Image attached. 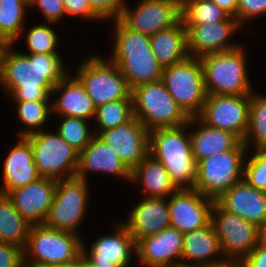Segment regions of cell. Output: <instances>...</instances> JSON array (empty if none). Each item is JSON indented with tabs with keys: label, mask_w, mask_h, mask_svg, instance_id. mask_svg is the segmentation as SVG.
I'll return each mask as SVG.
<instances>
[{
	"label": "cell",
	"mask_w": 266,
	"mask_h": 267,
	"mask_svg": "<svg viewBox=\"0 0 266 267\" xmlns=\"http://www.w3.org/2000/svg\"><path fill=\"white\" fill-rule=\"evenodd\" d=\"M28 7L29 0H0V38L15 44L25 30L23 25Z\"/></svg>",
	"instance_id": "31"
},
{
	"label": "cell",
	"mask_w": 266,
	"mask_h": 267,
	"mask_svg": "<svg viewBox=\"0 0 266 267\" xmlns=\"http://www.w3.org/2000/svg\"><path fill=\"white\" fill-rule=\"evenodd\" d=\"M247 151L241 141L233 150L200 160L193 189L216 201L232 185L243 179Z\"/></svg>",
	"instance_id": "7"
},
{
	"label": "cell",
	"mask_w": 266,
	"mask_h": 267,
	"mask_svg": "<svg viewBox=\"0 0 266 267\" xmlns=\"http://www.w3.org/2000/svg\"><path fill=\"white\" fill-rule=\"evenodd\" d=\"M162 81L167 91L189 117L201 113L207 92L200 58L189 56L180 63L164 68Z\"/></svg>",
	"instance_id": "10"
},
{
	"label": "cell",
	"mask_w": 266,
	"mask_h": 267,
	"mask_svg": "<svg viewBox=\"0 0 266 267\" xmlns=\"http://www.w3.org/2000/svg\"><path fill=\"white\" fill-rule=\"evenodd\" d=\"M165 267H198V266H195V265H192V264H188V263H185V262H178V263H173V264H170V265H167Z\"/></svg>",
	"instance_id": "49"
},
{
	"label": "cell",
	"mask_w": 266,
	"mask_h": 267,
	"mask_svg": "<svg viewBox=\"0 0 266 267\" xmlns=\"http://www.w3.org/2000/svg\"><path fill=\"white\" fill-rule=\"evenodd\" d=\"M243 143L247 150L251 144L255 150L266 149V95L255 91L251 94L248 129Z\"/></svg>",
	"instance_id": "32"
},
{
	"label": "cell",
	"mask_w": 266,
	"mask_h": 267,
	"mask_svg": "<svg viewBox=\"0 0 266 267\" xmlns=\"http://www.w3.org/2000/svg\"><path fill=\"white\" fill-rule=\"evenodd\" d=\"M184 233L167 227L161 232L146 236L136 243V257L146 267H165L181 262Z\"/></svg>",
	"instance_id": "20"
},
{
	"label": "cell",
	"mask_w": 266,
	"mask_h": 267,
	"mask_svg": "<svg viewBox=\"0 0 266 267\" xmlns=\"http://www.w3.org/2000/svg\"><path fill=\"white\" fill-rule=\"evenodd\" d=\"M150 131L134 116L116 128L101 131L97 136L109 144L132 172L149 154Z\"/></svg>",
	"instance_id": "16"
},
{
	"label": "cell",
	"mask_w": 266,
	"mask_h": 267,
	"mask_svg": "<svg viewBox=\"0 0 266 267\" xmlns=\"http://www.w3.org/2000/svg\"><path fill=\"white\" fill-rule=\"evenodd\" d=\"M185 25H206L225 21L227 15L213 0H187L181 5Z\"/></svg>",
	"instance_id": "33"
},
{
	"label": "cell",
	"mask_w": 266,
	"mask_h": 267,
	"mask_svg": "<svg viewBox=\"0 0 266 267\" xmlns=\"http://www.w3.org/2000/svg\"><path fill=\"white\" fill-rule=\"evenodd\" d=\"M85 267H98L92 264L86 257H85Z\"/></svg>",
	"instance_id": "51"
},
{
	"label": "cell",
	"mask_w": 266,
	"mask_h": 267,
	"mask_svg": "<svg viewBox=\"0 0 266 267\" xmlns=\"http://www.w3.org/2000/svg\"><path fill=\"white\" fill-rule=\"evenodd\" d=\"M17 106V117L27 128L19 136H27L41 131L52 112L49 101H13ZM49 102V103H48ZM37 129V130H36Z\"/></svg>",
	"instance_id": "35"
},
{
	"label": "cell",
	"mask_w": 266,
	"mask_h": 267,
	"mask_svg": "<svg viewBox=\"0 0 266 267\" xmlns=\"http://www.w3.org/2000/svg\"><path fill=\"white\" fill-rule=\"evenodd\" d=\"M31 144L34 162L41 177L62 180L75 177L79 151L55 133L38 131L26 136Z\"/></svg>",
	"instance_id": "9"
},
{
	"label": "cell",
	"mask_w": 266,
	"mask_h": 267,
	"mask_svg": "<svg viewBox=\"0 0 266 267\" xmlns=\"http://www.w3.org/2000/svg\"><path fill=\"white\" fill-rule=\"evenodd\" d=\"M168 199L170 227L186 233L210 224L214 199L193 188H179Z\"/></svg>",
	"instance_id": "15"
},
{
	"label": "cell",
	"mask_w": 266,
	"mask_h": 267,
	"mask_svg": "<svg viewBox=\"0 0 266 267\" xmlns=\"http://www.w3.org/2000/svg\"><path fill=\"white\" fill-rule=\"evenodd\" d=\"M114 234L98 237L87 250L82 243V254L98 267H129L136 254V242L122 222L115 225ZM89 251V252H88Z\"/></svg>",
	"instance_id": "17"
},
{
	"label": "cell",
	"mask_w": 266,
	"mask_h": 267,
	"mask_svg": "<svg viewBox=\"0 0 266 267\" xmlns=\"http://www.w3.org/2000/svg\"><path fill=\"white\" fill-rule=\"evenodd\" d=\"M11 46L12 44L7 39L0 38V76L3 71L5 54Z\"/></svg>",
	"instance_id": "47"
},
{
	"label": "cell",
	"mask_w": 266,
	"mask_h": 267,
	"mask_svg": "<svg viewBox=\"0 0 266 267\" xmlns=\"http://www.w3.org/2000/svg\"><path fill=\"white\" fill-rule=\"evenodd\" d=\"M225 259L242 261L260 242V228L227 211L217 201L211 221Z\"/></svg>",
	"instance_id": "11"
},
{
	"label": "cell",
	"mask_w": 266,
	"mask_h": 267,
	"mask_svg": "<svg viewBox=\"0 0 266 267\" xmlns=\"http://www.w3.org/2000/svg\"><path fill=\"white\" fill-rule=\"evenodd\" d=\"M134 117L132 95L126 99L108 102L96 107L95 122L98 129H94L97 135L101 131L116 128L118 125L130 121Z\"/></svg>",
	"instance_id": "34"
},
{
	"label": "cell",
	"mask_w": 266,
	"mask_h": 267,
	"mask_svg": "<svg viewBox=\"0 0 266 267\" xmlns=\"http://www.w3.org/2000/svg\"><path fill=\"white\" fill-rule=\"evenodd\" d=\"M132 182L141 184L145 197L168 198L179 189L163 164L150 154L131 172Z\"/></svg>",
	"instance_id": "29"
},
{
	"label": "cell",
	"mask_w": 266,
	"mask_h": 267,
	"mask_svg": "<svg viewBox=\"0 0 266 267\" xmlns=\"http://www.w3.org/2000/svg\"><path fill=\"white\" fill-rule=\"evenodd\" d=\"M134 116L149 130L179 127L190 117L167 91L162 80L132 88Z\"/></svg>",
	"instance_id": "6"
},
{
	"label": "cell",
	"mask_w": 266,
	"mask_h": 267,
	"mask_svg": "<svg viewBox=\"0 0 266 267\" xmlns=\"http://www.w3.org/2000/svg\"><path fill=\"white\" fill-rule=\"evenodd\" d=\"M179 3L182 5L184 2H186L187 0H178Z\"/></svg>",
	"instance_id": "52"
},
{
	"label": "cell",
	"mask_w": 266,
	"mask_h": 267,
	"mask_svg": "<svg viewBox=\"0 0 266 267\" xmlns=\"http://www.w3.org/2000/svg\"><path fill=\"white\" fill-rule=\"evenodd\" d=\"M26 46L28 53L23 54H54L57 52L59 36L47 24L35 25L26 31Z\"/></svg>",
	"instance_id": "37"
},
{
	"label": "cell",
	"mask_w": 266,
	"mask_h": 267,
	"mask_svg": "<svg viewBox=\"0 0 266 267\" xmlns=\"http://www.w3.org/2000/svg\"><path fill=\"white\" fill-rule=\"evenodd\" d=\"M61 122L57 127L59 135L77 151L81 152L95 135L88 122L81 118L60 116Z\"/></svg>",
	"instance_id": "36"
},
{
	"label": "cell",
	"mask_w": 266,
	"mask_h": 267,
	"mask_svg": "<svg viewBox=\"0 0 266 267\" xmlns=\"http://www.w3.org/2000/svg\"><path fill=\"white\" fill-rule=\"evenodd\" d=\"M37 7L44 21L53 25L66 15L63 0H29V8ZM53 23V24H52Z\"/></svg>",
	"instance_id": "39"
},
{
	"label": "cell",
	"mask_w": 266,
	"mask_h": 267,
	"mask_svg": "<svg viewBox=\"0 0 266 267\" xmlns=\"http://www.w3.org/2000/svg\"><path fill=\"white\" fill-rule=\"evenodd\" d=\"M260 242L266 246V225L260 229Z\"/></svg>",
	"instance_id": "50"
},
{
	"label": "cell",
	"mask_w": 266,
	"mask_h": 267,
	"mask_svg": "<svg viewBox=\"0 0 266 267\" xmlns=\"http://www.w3.org/2000/svg\"><path fill=\"white\" fill-rule=\"evenodd\" d=\"M125 3L120 20L131 30L152 36L182 19L178 0H141L131 10Z\"/></svg>",
	"instance_id": "14"
},
{
	"label": "cell",
	"mask_w": 266,
	"mask_h": 267,
	"mask_svg": "<svg viewBox=\"0 0 266 267\" xmlns=\"http://www.w3.org/2000/svg\"><path fill=\"white\" fill-rule=\"evenodd\" d=\"M89 172H98L120 177L131 181V171L120 160L112 147L94 135L84 150L79 152V162L76 176L88 180Z\"/></svg>",
	"instance_id": "25"
},
{
	"label": "cell",
	"mask_w": 266,
	"mask_h": 267,
	"mask_svg": "<svg viewBox=\"0 0 266 267\" xmlns=\"http://www.w3.org/2000/svg\"><path fill=\"white\" fill-rule=\"evenodd\" d=\"M150 45L163 69L186 60L189 57L187 29L182 19L176 25L150 36Z\"/></svg>",
	"instance_id": "28"
},
{
	"label": "cell",
	"mask_w": 266,
	"mask_h": 267,
	"mask_svg": "<svg viewBox=\"0 0 266 267\" xmlns=\"http://www.w3.org/2000/svg\"><path fill=\"white\" fill-rule=\"evenodd\" d=\"M266 14V0H239L237 6V20L241 25L246 21L256 19ZM244 22V23H243Z\"/></svg>",
	"instance_id": "41"
},
{
	"label": "cell",
	"mask_w": 266,
	"mask_h": 267,
	"mask_svg": "<svg viewBox=\"0 0 266 267\" xmlns=\"http://www.w3.org/2000/svg\"><path fill=\"white\" fill-rule=\"evenodd\" d=\"M66 16H79L87 20H102L90 7L89 0H63Z\"/></svg>",
	"instance_id": "43"
},
{
	"label": "cell",
	"mask_w": 266,
	"mask_h": 267,
	"mask_svg": "<svg viewBox=\"0 0 266 267\" xmlns=\"http://www.w3.org/2000/svg\"><path fill=\"white\" fill-rule=\"evenodd\" d=\"M88 181L77 176L57 181L53 203L44 224L47 227L78 234L89 199Z\"/></svg>",
	"instance_id": "12"
},
{
	"label": "cell",
	"mask_w": 266,
	"mask_h": 267,
	"mask_svg": "<svg viewBox=\"0 0 266 267\" xmlns=\"http://www.w3.org/2000/svg\"><path fill=\"white\" fill-rule=\"evenodd\" d=\"M198 125L190 133L192 154L198 163L215 154L233 150L241 140L232 132L205 124L198 116L190 117V125Z\"/></svg>",
	"instance_id": "27"
},
{
	"label": "cell",
	"mask_w": 266,
	"mask_h": 267,
	"mask_svg": "<svg viewBox=\"0 0 266 267\" xmlns=\"http://www.w3.org/2000/svg\"><path fill=\"white\" fill-rule=\"evenodd\" d=\"M68 72L52 89L51 94H59L51 102L52 113L57 116H70L90 121L94 119L96 106L87 95L79 78Z\"/></svg>",
	"instance_id": "23"
},
{
	"label": "cell",
	"mask_w": 266,
	"mask_h": 267,
	"mask_svg": "<svg viewBox=\"0 0 266 267\" xmlns=\"http://www.w3.org/2000/svg\"><path fill=\"white\" fill-rule=\"evenodd\" d=\"M254 152L249 159L245 158L243 178L252 187L266 191V149Z\"/></svg>",
	"instance_id": "38"
},
{
	"label": "cell",
	"mask_w": 266,
	"mask_h": 267,
	"mask_svg": "<svg viewBox=\"0 0 266 267\" xmlns=\"http://www.w3.org/2000/svg\"><path fill=\"white\" fill-rule=\"evenodd\" d=\"M239 0H213L227 15L237 19V6Z\"/></svg>",
	"instance_id": "45"
},
{
	"label": "cell",
	"mask_w": 266,
	"mask_h": 267,
	"mask_svg": "<svg viewBox=\"0 0 266 267\" xmlns=\"http://www.w3.org/2000/svg\"><path fill=\"white\" fill-rule=\"evenodd\" d=\"M143 198L132 208L126 222L122 221L136 243L140 239L157 234L170 226L168 198Z\"/></svg>",
	"instance_id": "22"
},
{
	"label": "cell",
	"mask_w": 266,
	"mask_h": 267,
	"mask_svg": "<svg viewBox=\"0 0 266 267\" xmlns=\"http://www.w3.org/2000/svg\"><path fill=\"white\" fill-rule=\"evenodd\" d=\"M0 267H26L24 249L0 242Z\"/></svg>",
	"instance_id": "42"
},
{
	"label": "cell",
	"mask_w": 266,
	"mask_h": 267,
	"mask_svg": "<svg viewBox=\"0 0 266 267\" xmlns=\"http://www.w3.org/2000/svg\"><path fill=\"white\" fill-rule=\"evenodd\" d=\"M244 46L200 57L207 94H252Z\"/></svg>",
	"instance_id": "4"
},
{
	"label": "cell",
	"mask_w": 266,
	"mask_h": 267,
	"mask_svg": "<svg viewBox=\"0 0 266 267\" xmlns=\"http://www.w3.org/2000/svg\"><path fill=\"white\" fill-rule=\"evenodd\" d=\"M216 201L227 211L260 229L266 225V191L252 187L244 178Z\"/></svg>",
	"instance_id": "21"
},
{
	"label": "cell",
	"mask_w": 266,
	"mask_h": 267,
	"mask_svg": "<svg viewBox=\"0 0 266 267\" xmlns=\"http://www.w3.org/2000/svg\"><path fill=\"white\" fill-rule=\"evenodd\" d=\"M31 225L15 209L8 196L0 194V242L25 249Z\"/></svg>",
	"instance_id": "30"
},
{
	"label": "cell",
	"mask_w": 266,
	"mask_h": 267,
	"mask_svg": "<svg viewBox=\"0 0 266 267\" xmlns=\"http://www.w3.org/2000/svg\"><path fill=\"white\" fill-rule=\"evenodd\" d=\"M74 73L84 85L96 107L131 96L130 88L119 67L99 55L85 57Z\"/></svg>",
	"instance_id": "8"
},
{
	"label": "cell",
	"mask_w": 266,
	"mask_h": 267,
	"mask_svg": "<svg viewBox=\"0 0 266 267\" xmlns=\"http://www.w3.org/2000/svg\"><path fill=\"white\" fill-rule=\"evenodd\" d=\"M113 24L115 37L110 60L119 67L130 88L162 80L163 68L151 49L150 36L131 30L120 19L113 20Z\"/></svg>",
	"instance_id": "2"
},
{
	"label": "cell",
	"mask_w": 266,
	"mask_h": 267,
	"mask_svg": "<svg viewBox=\"0 0 266 267\" xmlns=\"http://www.w3.org/2000/svg\"><path fill=\"white\" fill-rule=\"evenodd\" d=\"M215 256H218L217 259H214ZM225 260L219 239L211 223L200 229L184 233L182 262L202 266L218 264Z\"/></svg>",
	"instance_id": "26"
},
{
	"label": "cell",
	"mask_w": 266,
	"mask_h": 267,
	"mask_svg": "<svg viewBox=\"0 0 266 267\" xmlns=\"http://www.w3.org/2000/svg\"><path fill=\"white\" fill-rule=\"evenodd\" d=\"M91 9L102 19H120L125 5L124 0H89Z\"/></svg>",
	"instance_id": "40"
},
{
	"label": "cell",
	"mask_w": 266,
	"mask_h": 267,
	"mask_svg": "<svg viewBox=\"0 0 266 267\" xmlns=\"http://www.w3.org/2000/svg\"><path fill=\"white\" fill-rule=\"evenodd\" d=\"M57 180L40 177L7 196L15 209L32 225L44 224L53 203Z\"/></svg>",
	"instance_id": "19"
},
{
	"label": "cell",
	"mask_w": 266,
	"mask_h": 267,
	"mask_svg": "<svg viewBox=\"0 0 266 267\" xmlns=\"http://www.w3.org/2000/svg\"><path fill=\"white\" fill-rule=\"evenodd\" d=\"M188 127L190 119L185 125L156 128L149 134V154L163 164L178 188H193L197 178Z\"/></svg>",
	"instance_id": "3"
},
{
	"label": "cell",
	"mask_w": 266,
	"mask_h": 267,
	"mask_svg": "<svg viewBox=\"0 0 266 267\" xmlns=\"http://www.w3.org/2000/svg\"><path fill=\"white\" fill-rule=\"evenodd\" d=\"M251 94H207L198 117L207 125L235 134L244 140L248 129Z\"/></svg>",
	"instance_id": "13"
},
{
	"label": "cell",
	"mask_w": 266,
	"mask_h": 267,
	"mask_svg": "<svg viewBox=\"0 0 266 267\" xmlns=\"http://www.w3.org/2000/svg\"><path fill=\"white\" fill-rule=\"evenodd\" d=\"M81 234L56 230L45 224L31 225L24 249L26 267L71 262L82 254Z\"/></svg>",
	"instance_id": "5"
},
{
	"label": "cell",
	"mask_w": 266,
	"mask_h": 267,
	"mask_svg": "<svg viewBox=\"0 0 266 267\" xmlns=\"http://www.w3.org/2000/svg\"><path fill=\"white\" fill-rule=\"evenodd\" d=\"M13 46L4 57L0 86L11 101H50L52 89L69 72L59 53L23 54Z\"/></svg>",
	"instance_id": "1"
},
{
	"label": "cell",
	"mask_w": 266,
	"mask_h": 267,
	"mask_svg": "<svg viewBox=\"0 0 266 267\" xmlns=\"http://www.w3.org/2000/svg\"><path fill=\"white\" fill-rule=\"evenodd\" d=\"M242 267H266V246L261 242L242 261Z\"/></svg>",
	"instance_id": "44"
},
{
	"label": "cell",
	"mask_w": 266,
	"mask_h": 267,
	"mask_svg": "<svg viewBox=\"0 0 266 267\" xmlns=\"http://www.w3.org/2000/svg\"><path fill=\"white\" fill-rule=\"evenodd\" d=\"M198 267H242V265L240 261L226 259L225 261L220 262L218 264L202 265Z\"/></svg>",
	"instance_id": "48"
},
{
	"label": "cell",
	"mask_w": 266,
	"mask_h": 267,
	"mask_svg": "<svg viewBox=\"0 0 266 267\" xmlns=\"http://www.w3.org/2000/svg\"><path fill=\"white\" fill-rule=\"evenodd\" d=\"M43 267H85V256L81 254L77 259L71 262L62 263L58 265H47Z\"/></svg>",
	"instance_id": "46"
},
{
	"label": "cell",
	"mask_w": 266,
	"mask_h": 267,
	"mask_svg": "<svg viewBox=\"0 0 266 267\" xmlns=\"http://www.w3.org/2000/svg\"><path fill=\"white\" fill-rule=\"evenodd\" d=\"M18 139L4 160L3 186L0 187V194L3 195L25 187L41 177L34 162L29 139L26 136H18Z\"/></svg>",
	"instance_id": "24"
},
{
	"label": "cell",
	"mask_w": 266,
	"mask_h": 267,
	"mask_svg": "<svg viewBox=\"0 0 266 267\" xmlns=\"http://www.w3.org/2000/svg\"><path fill=\"white\" fill-rule=\"evenodd\" d=\"M185 27L190 57L200 58L210 53L230 51L241 46L239 43L229 41V38L242 27L235 17L229 16L225 21L215 24L185 25Z\"/></svg>",
	"instance_id": "18"
}]
</instances>
